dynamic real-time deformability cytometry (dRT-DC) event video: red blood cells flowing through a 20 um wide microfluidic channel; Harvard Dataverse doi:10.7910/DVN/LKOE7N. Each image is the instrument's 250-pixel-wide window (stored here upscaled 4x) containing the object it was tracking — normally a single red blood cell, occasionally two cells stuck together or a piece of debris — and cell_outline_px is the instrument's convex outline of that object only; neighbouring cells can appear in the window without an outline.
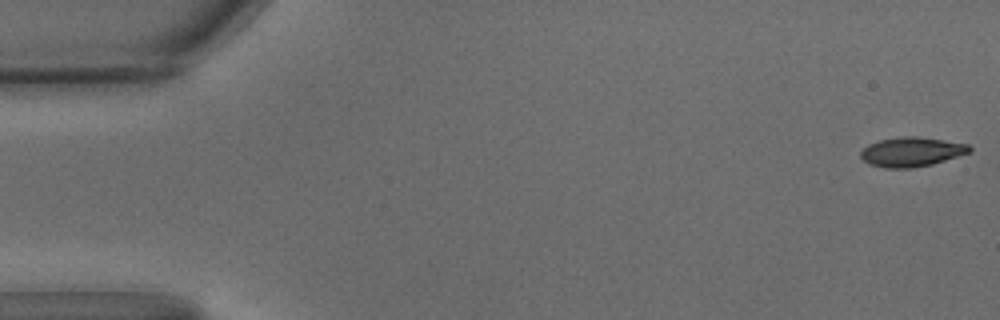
{"species": "common noctule bat (a hibernating species)", "species_latin": "Nyctalus noctula", "temperature_condition": "warm", "stored_images_in_passage": 58, "camera_frame_rate_fps": 3000, "um_per_image_px": 0.085, "animal": {"sex": "male", "body_mass_g": 15.6}, "frame": {"image": 1, "passage_image": 1, "time_ms": 0.0, "image_size_px": [1000, 320], "cell_outline_px": [[972, 148], [968, 152], [932, 164], [912, 168], [884, 168], [868, 164], [860, 156], [860, 152], [868, 144], [880, 140], [904, 136], [916, 136], [968, 144]], "centroid_in_image_um": [77.43, 12.91], "position_along_channel_um": 7.6, "area_um2": 18.44}}
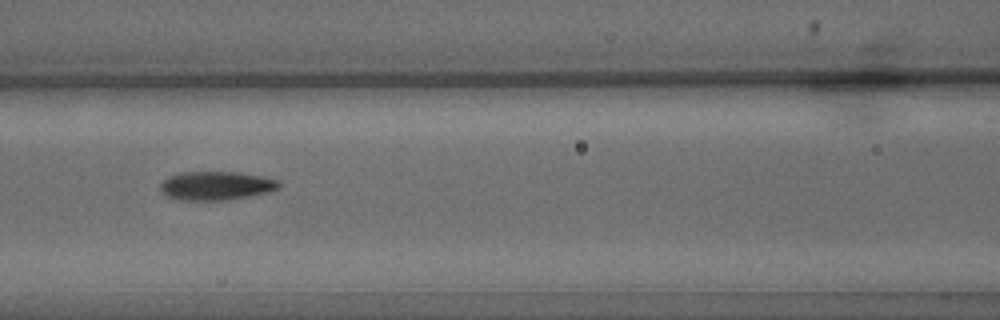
{"frame": {"image": 2, "passage_image": 25, "time_ms": 8.0, "image_size_px": [1000, 320], "cell_outline_px": [[280, 188], [268, 192], [248, 196], [224, 200], [176, 200], [160, 192], [160, 184], [168, 176], [180, 172], [236, 172], [260, 176], [276, 180], [280, 184]], "centroid_in_image_um": [18.31, 15.79], "position_along_channel_um": 148.3, "area_um2": 19.77}}
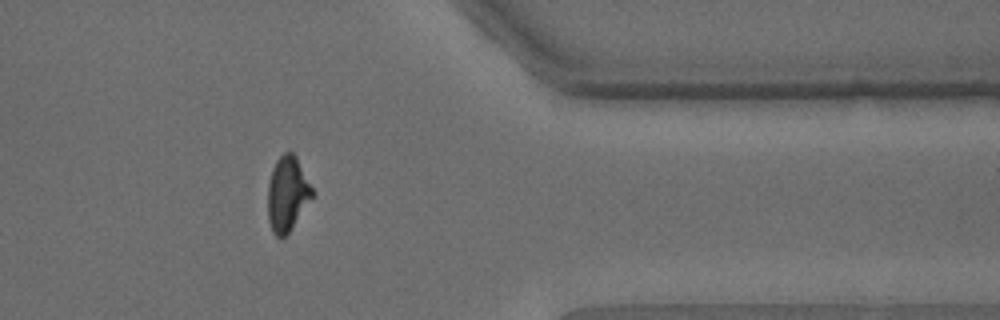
{"frame": {"image": 3, "passage_image": 47, "time_ms": 15.333, "image_size_px": [1000, 320], "cell_outline_px": [[312, 196], [288, 232], [280, 240], [272, 232], [268, 220], [268, 184], [272, 168], [276, 160], [284, 152], [292, 152], [296, 156], [312, 188]], "centroid_in_image_um": [24.38, 16.46], "position_along_channel_um": 387.0, "area_um2": 18.96}, "authors_computed_cell_mechanics": {"area_um2": 19.3919, "velocity_mm_per_s": 3.4929, "shape_relaxation_time_tau1_ms": 4.1954, "shape_relaxation_time_tau2_ms": 1.4169, "deformation_change_tau1": 0.1815, "deformation_change_tau2": 0.0863}}